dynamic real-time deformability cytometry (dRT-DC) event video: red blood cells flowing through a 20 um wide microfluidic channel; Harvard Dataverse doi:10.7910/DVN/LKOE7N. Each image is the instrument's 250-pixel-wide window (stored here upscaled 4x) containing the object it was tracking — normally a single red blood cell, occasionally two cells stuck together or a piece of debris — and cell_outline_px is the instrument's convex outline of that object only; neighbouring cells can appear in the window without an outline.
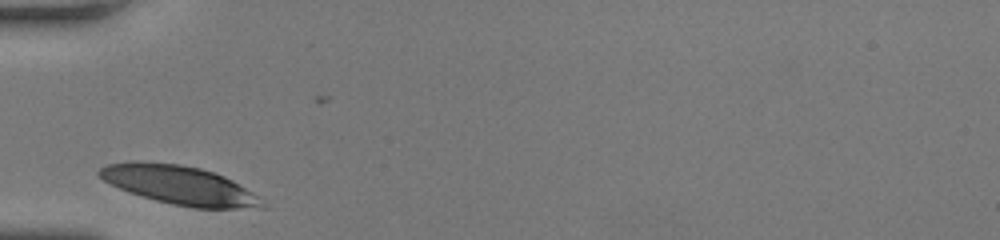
{"species": "human", "species_latin": "Homo sapiens", "temperature_condition": "room temperature", "stored_images_in_passage": 25, "camera_frame_rate_fps": 3000, "um_per_image_px": 0.085, "donor": {"sex": "female"}, "frame": {"image": 1, "passage_image": 1, "time_ms": 0.0, "image_size_px": [1000, 240], "cell_outline_px": [[268, 208], [192, 208], [172, 204], [140, 196], [120, 188], [104, 180], [96, 172], [100, 168], [108, 164], [136, 160], [144, 160], [180, 164], [200, 168], [216, 172], [232, 180], [260, 196]], "centroid_in_image_um": [15.29, 15.73], "position_along_channel_um": 69.7, "area_um2": 37.05}}
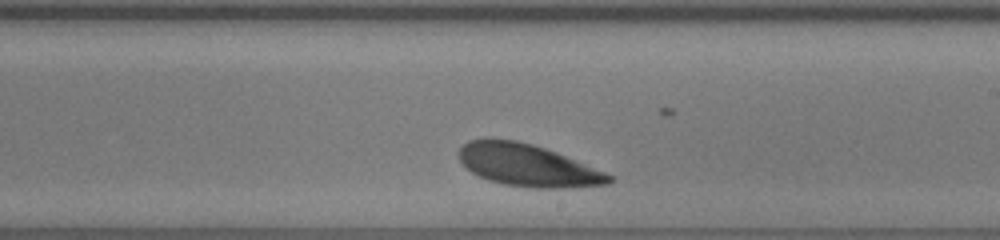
{"frame": {"image": 2, "passage_image": 15, "time_ms": 4.667, "image_size_px": [1000, 240], "cell_outline_px": [[612, 180], [608, 184], [564, 188], [532, 188], [504, 184], [488, 180], [472, 172], [460, 160], [456, 152], [468, 140], [488, 136], [516, 140], [532, 144], [556, 152], [604, 172], [612, 176]], "centroid_in_image_um": [44.77, 14.02], "position_along_channel_um": 244.2, "area_um2": 36.93}}
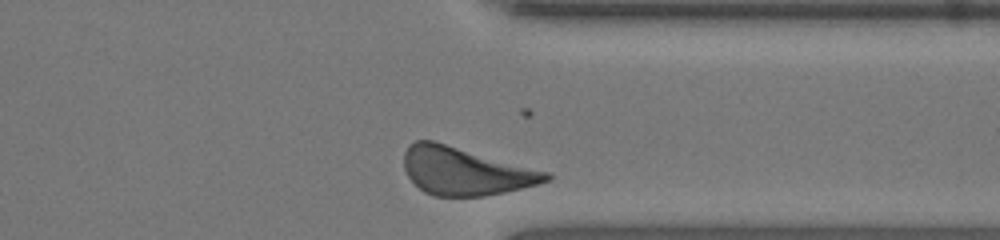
{"frame": {"image": 3, "passage_image": 25, "time_ms": 8.0, "image_size_px": [1000, 240], "cell_outline_px": [[552, 176], [548, 180], [536, 184], [504, 192], [484, 196], [436, 196], [424, 192], [408, 176], [404, 168], [404, 152], [408, 144], [416, 140], [432, 140], [552, 172]], "centroid_in_image_um": [39.55, 14.53], "position_along_channel_um": 371.9, "area_um2": 39.54}, "authors_computed_cell_mechanics": {"area_um2": 37.0498, "velocity_mm_per_s": 3.7903, "shape_relaxation_time_tau1_ms": 1.1411, "shape_relaxation_time_tau2_ms": null, "deformation_change_tau1": 0.0873, "deformation_change_tau2": null}}